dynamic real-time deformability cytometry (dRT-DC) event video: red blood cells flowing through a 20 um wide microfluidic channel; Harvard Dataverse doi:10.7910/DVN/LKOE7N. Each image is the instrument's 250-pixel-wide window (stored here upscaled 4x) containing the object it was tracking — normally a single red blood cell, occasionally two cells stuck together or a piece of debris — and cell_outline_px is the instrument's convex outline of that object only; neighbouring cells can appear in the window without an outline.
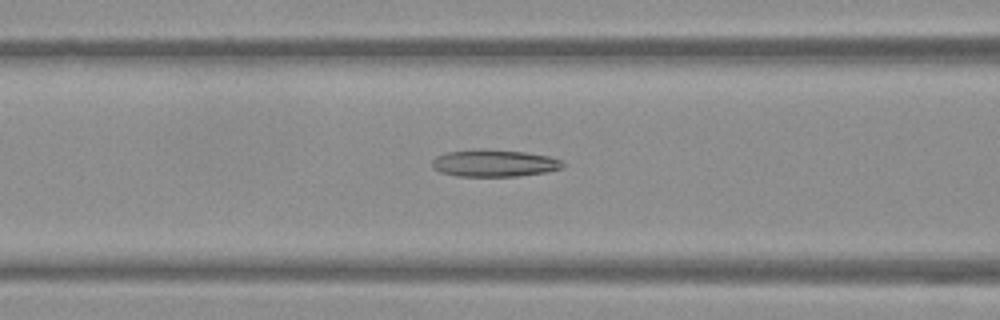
{"species": "Egyptian fruit bat (a non-hibernating species)", "species_latin": "Rousettus aegyptiacus", "temperature_condition": "warm", "stored_images_in_passage": 34, "camera_frame_rate_fps": 3000, "um_per_image_px": 0.085, "frame": {"image": 1, "passage_image": 22, "time_ms": 7.0, "image_size_px": [1000, 320], "cell_outline_px": [[564, 164], [560, 168], [544, 172], [516, 176], [456, 176], [440, 172], [432, 168], [432, 160], [436, 156], [444, 152], [476, 148], [524, 152], [548, 156], [564, 160]], "centroid_in_image_um": [41.94, 13.85], "position_along_channel_um": 124.7, "area_um2": 20.75}}
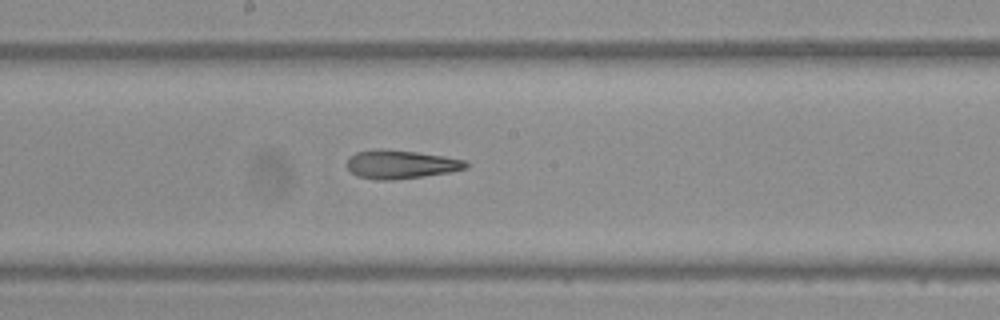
{"frame": {"image": 2, "passage_image": 29, "time_ms": 9.333, "image_size_px": [1000, 320], "cell_outline_px": [[472, 164], [468, 168], [448, 172], [392, 180], [376, 180], [356, 176], [344, 164], [348, 156], [356, 152], [380, 148], [416, 152], [444, 156], [464, 160]], "centroid_in_image_um": [34.02, 13.96], "position_along_channel_um": 214.2, "area_um2": 19.94}}
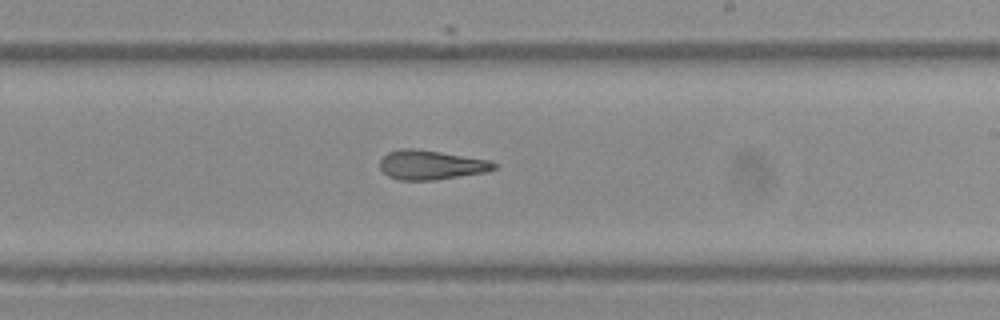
{"frame": {"image": 3, "passage_image": 32, "time_ms": 10.333, "image_size_px": [1000, 320], "cell_outline_px": [[500, 164], [496, 168], [484, 172], [436, 180], [400, 180], [388, 176], [380, 168], [380, 160], [388, 152], [400, 148], [416, 148], [492, 160]], "centroid_in_image_um": [36.67, 14.01], "position_along_channel_um": 252.3, "area_um2": 19.71}}